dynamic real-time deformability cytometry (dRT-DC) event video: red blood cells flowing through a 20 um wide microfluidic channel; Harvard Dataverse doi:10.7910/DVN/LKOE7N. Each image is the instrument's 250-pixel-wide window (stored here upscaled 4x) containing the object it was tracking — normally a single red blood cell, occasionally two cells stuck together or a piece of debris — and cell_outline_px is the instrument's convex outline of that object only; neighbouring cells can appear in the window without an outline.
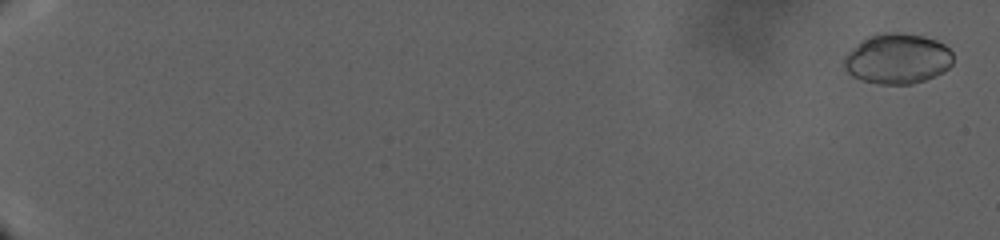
{"species": "human", "species_latin": "Homo sapiens", "temperature_condition": "warm", "stored_images_in_passage": 87, "camera_frame_rate_fps": 3000, "um_per_image_px": 0.085, "donor": {"sex": "male"}, "frame": {"image": 1, "passage_image": 3, "time_ms": 1.0, "image_size_px": [1000, 240], "cell_outline_px": [[952, 64], [944, 72], [924, 80], [912, 84], [880, 84], [860, 80], [852, 76], [844, 68], [844, 56], [856, 44], [872, 36], [884, 32], [900, 32], [924, 36], [936, 40], [944, 44], [952, 52]], "centroid_in_image_um": [76.29, 5.0], "position_along_channel_um": 8.7, "area_um2": 31.96}}
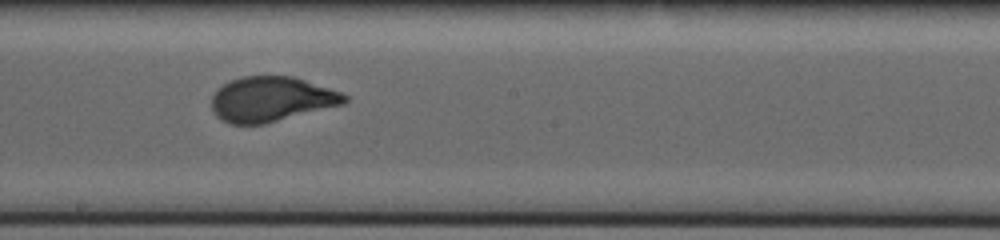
{"frame": {"image": 2, "passage_image": 47, "time_ms": 29.0, "image_size_px": [1000, 240], "cell_outline_px": [[348, 100], [344, 104], [264, 124], [228, 124], [220, 120], [212, 112], [212, 96], [224, 84], [232, 80], [244, 76], [296, 76], [340, 92], [348, 96]], "centroid_in_image_um": [23.07, 8.44], "position_along_channel_um": 225.1, "area_um2": 34.85}}
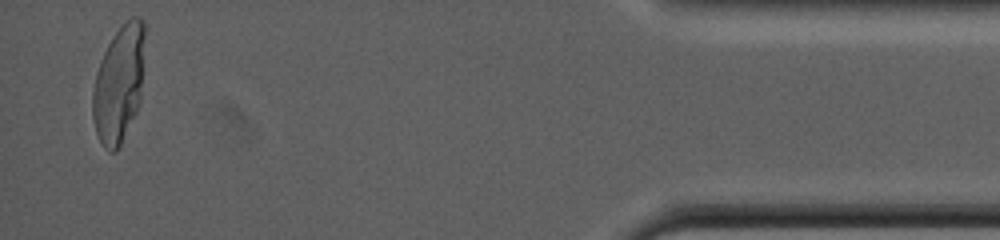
{"frame": {"image": 3, "passage_image": 83, "time_ms": 44.333, "image_size_px": [1000, 240], "cell_outline_px": [[148, 24], [140, 100], [136, 112], [116, 152], [108, 152], [104, 148], [96, 132], [92, 116], [92, 92], [96, 72], [100, 60], [108, 44], [116, 32], [132, 16], [136, 16], [144, 20]], "centroid_in_image_um": [10.14, 7.06], "position_along_channel_um": 425.1, "area_um2": 36.13}}